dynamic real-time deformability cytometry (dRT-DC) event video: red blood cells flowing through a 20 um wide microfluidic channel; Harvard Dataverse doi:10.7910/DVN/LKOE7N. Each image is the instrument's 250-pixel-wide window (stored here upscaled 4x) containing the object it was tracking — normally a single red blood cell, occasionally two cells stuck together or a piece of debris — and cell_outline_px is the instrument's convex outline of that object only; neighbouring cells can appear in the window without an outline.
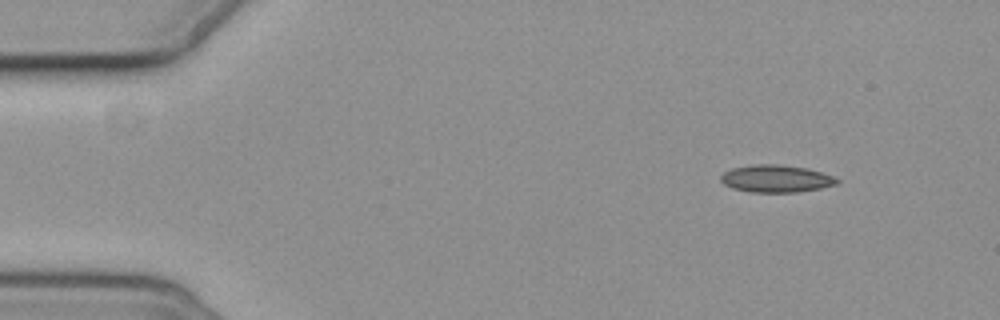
{"species": "common noctule bat (a hibernating species)", "species_latin": "Nyctalus noctula", "temperature_condition": "cold", "stored_images_in_passage": 4, "camera_frame_rate_fps": 3000, "um_per_image_px": 0.085, "animal": {"sex": "female", "body_mass_g": 19.3, "forearm_length_mm": 54.1}, "frame": {"image": 1, "passage_image": 1, "time_ms": 0.0, "image_size_px": [1000, 320], "cell_outline_px": [[840, 180], [836, 184], [820, 188], [796, 192], [752, 192], [732, 188], [724, 184], [720, 180], [720, 176], [724, 172], [732, 168], [752, 164], [780, 164], [808, 168], [836, 176]], "centroid_in_image_um": [65.98, 15.17], "position_along_channel_um": 19.0, "area_um2": 18.67}}
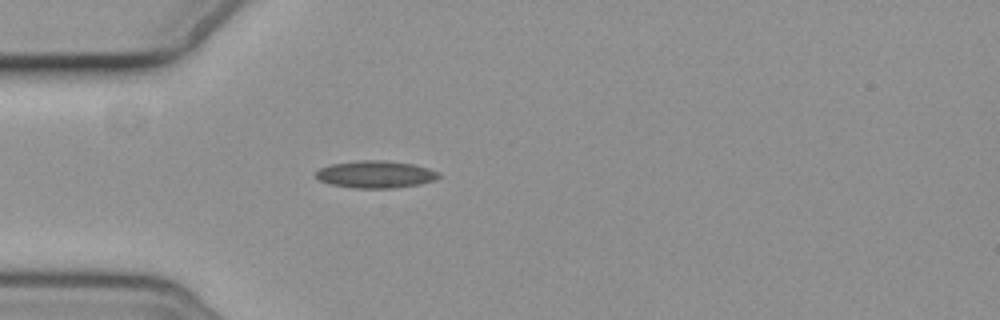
{"frame": {"image": 2, "passage_image": 4, "time_ms": 3.333, "image_size_px": [1000, 320], "cell_outline_px": [[440, 176], [436, 180], [420, 184], [392, 188], [352, 188], [328, 184], [320, 180], [316, 176], [316, 172], [320, 168], [332, 164], [360, 160], [388, 160], [412, 164], [428, 168], [440, 172]], "centroid_in_image_um": [31.94, 14.82], "position_along_channel_um": 53.1, "area_um2": 19.59}}